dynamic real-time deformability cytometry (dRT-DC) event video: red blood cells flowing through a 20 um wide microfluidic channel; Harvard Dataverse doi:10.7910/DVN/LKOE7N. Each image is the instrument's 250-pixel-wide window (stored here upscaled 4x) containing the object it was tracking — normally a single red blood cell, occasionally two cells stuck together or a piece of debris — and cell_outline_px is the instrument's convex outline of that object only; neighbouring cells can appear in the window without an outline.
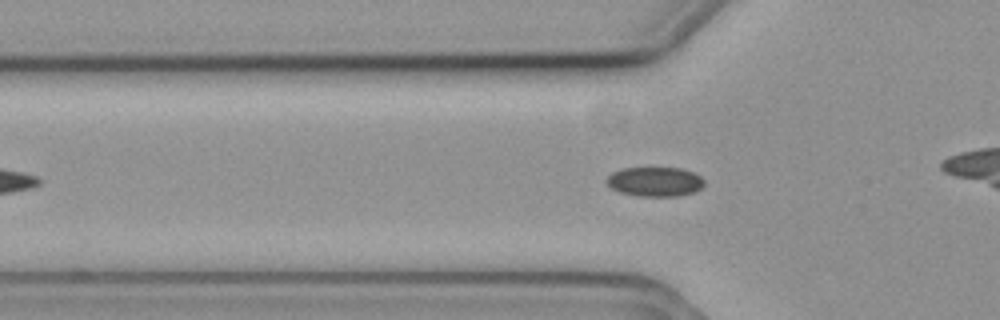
{"species": "common noctule bat (a hibernating species)", "species_latin": "Nyctalus noctula", "temperature_condition": "cold", "stored_images_in_passage": 38, "camera_frame_rate_fps": 3000, "um_per_image_px": 0.085, "animal": {"sex": "female", "body_mass_g": 19.3, "forearm_length_mm": 54.1}, "frame": {"image": 1, "passage_image": 12, "time_ms": 3.667, "image_size_px": [1000, 320], "cell_outline_px": [[704, 184], [700, 188], [692, 192], [676, 196], [640, 196], [620, 192], [612, 188], [604, 180], [612, 172], [624, 168], [680, 168], [692, 172], [700, 176], [704, 180]], "centroid_in_image_um": [55.65, 15.43], "position_along_channel_um": 70.2, "area_um2": 16.59}}
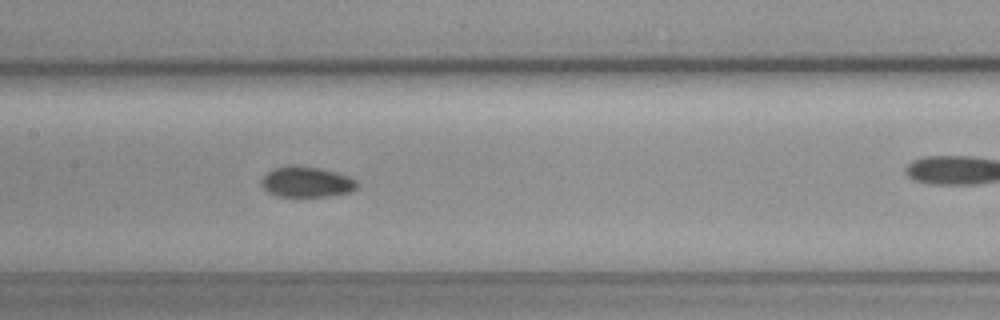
{"frame": {"image": 2, "passage_image": 21, "time_ms": 6.667, "image_size_px": [1000, 320], "cell_outline_px": [[360, 184], [352, 192], [332, 196], [276, 196], [268, 192], [260, 184], [260, 180], [272, 168], [292, 164], [320, 168], [336, 172], [348, 176], [356, 180]], "centroid_in_image_um": [26.07, 15.46], "position_along_channel_um": 181.3, "area_um2": 17.34}}
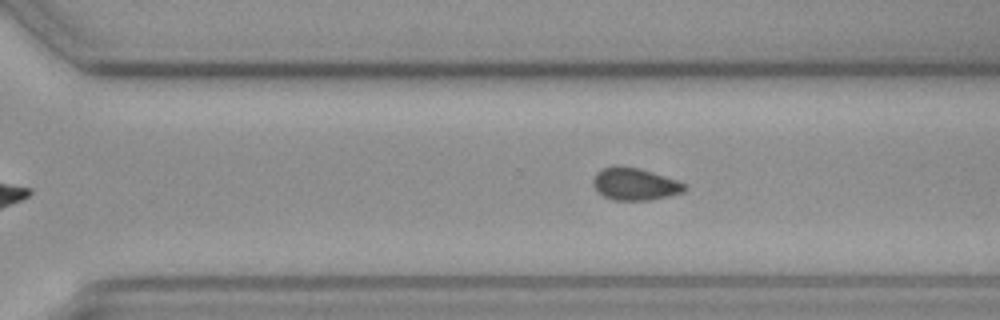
{"frame": {"image": 3, "passage_image": 32, "time_ms": 10.333, "image_size_px": [1000, 320], "cell_outline_px": [[688, 188], [684, 192], [648, 200], [616, 200], [604, 196], [596, 192], [592, 184], [592, 180], [596, 172], [604, 168], [616, 164], [640, 168], [688, 184]], "centroid_in_image_um": [53.94, 15.63], "position_along_channel_um": 316.7, "area_um2": 17.4}}